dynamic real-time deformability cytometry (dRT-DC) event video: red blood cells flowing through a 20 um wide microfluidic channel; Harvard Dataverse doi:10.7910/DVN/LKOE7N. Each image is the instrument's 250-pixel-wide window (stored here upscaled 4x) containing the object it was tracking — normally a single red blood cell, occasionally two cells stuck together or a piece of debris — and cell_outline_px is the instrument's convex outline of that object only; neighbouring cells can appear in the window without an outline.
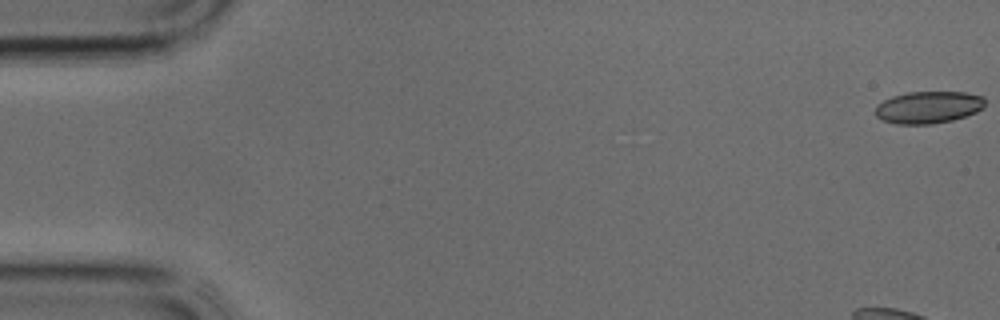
{"species": "common noctule bat (a hibernating species)", "species_latin": "Nyctalus noctula", "temperature_condition": "cold", "stored_images_in_passage": 39, "camera_frame_rate_fps": 3000, "um_per_image_px": 0.085, "animal": {"sex": "male", "body_mass_g": 17.9, "forearm_length_mm": 54.2}, "frame": {"image": 1, "passage_image": 1, "time_ms": 0.0, "image_size_px": [1000, 320], "cell_outline_px": [[984, 108], [976, 112], [952, 120], [932, 124], [896, 124], [880, 120], [876, 116], [876, 104], [892, 96], [908, 92], [964, 92], [984, 96]], "centroid_in_image_um": [78.89, 9.12], "position_along_channel_um": 6.1, "area_um2": 20.63}}